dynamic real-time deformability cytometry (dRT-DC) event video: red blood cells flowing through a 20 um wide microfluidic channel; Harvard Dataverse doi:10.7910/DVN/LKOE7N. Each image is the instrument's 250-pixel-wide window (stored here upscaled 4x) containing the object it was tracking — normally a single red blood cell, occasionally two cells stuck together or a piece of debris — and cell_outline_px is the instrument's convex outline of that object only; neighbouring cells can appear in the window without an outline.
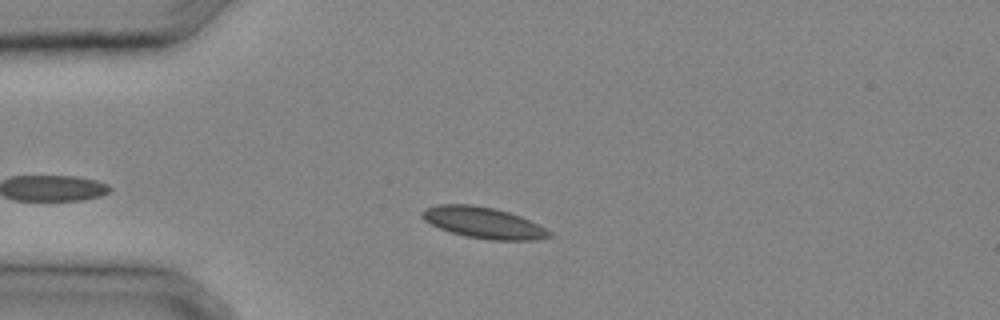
{"species": "common noctule bat (a hibernating species)", "species_latin": "Nyctalus noctula", "temperature_condition": "cold", "stored_images_in_passage": 28, "camera_frame_rate_fps": 3000, "um_per_image_px": 0.085, "animal": {"sex": "male", "body_mass_g": 20.4}, "frame": {"image": 1, "passage_image": 5, "time_ms": 1.333, "image_size_px": [1000, 320], "cell_outline_px": [[552, 236], [536, 240], [492, 240], [464, 236], [440, 228], [424, 220], [420, 216], [420, 212], [424, 208], [436, 204], [472, 204], [496, 208], [520, 216], [552, 232]], "centroid_in_image_um": [41.05, 18.92], "position_along_channel_um": 44.0, "area_um2": 23.12}}
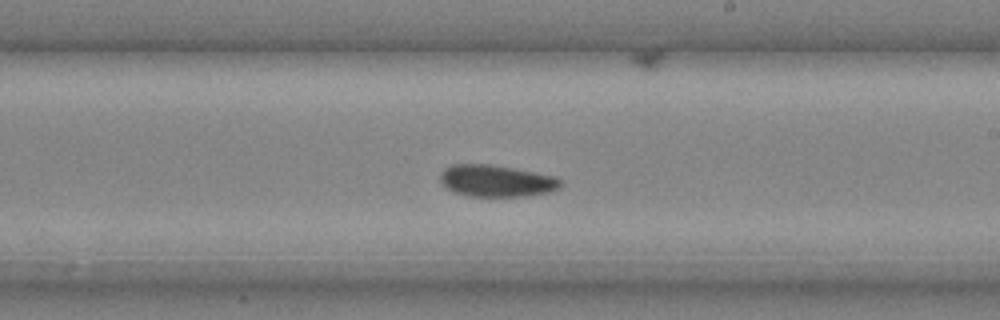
{"frame": {"image": 2, "passage_image": 16, "time_ms": 5.0, "image_size_px": [1000, 320], "cell_outline_px": [[560, 188], [548, 192], [524, 196], [468, 196], [456, 192], [448, 188], [440, 180], [440, 172], [444, 168], [452, 164], [492, 164], [552, 176], [560, 180]], "centroid_in_image_um": [42.14, 15.37], "position_along_channel_um": 246.9, "area_um2": 21.96}}
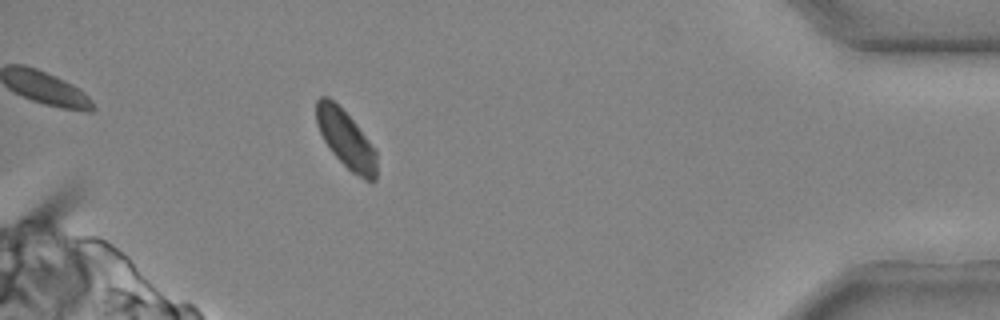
{"frame": {"image": 3, "passage_image": 26, "time_ms": 8.333, "image_size_px": [1000, 320], "cell_outline_px": [[376, 180], [372, 184], [364, 180], [352, 172], [332, 152], [324, 140], [316, 124], [316, 100], [320, 96], [328, 96], [356, 124], [376, 148]], "centroid_in_image_um": [29.42, 11.86], "position_along_channel_um": 405.8, "area_um2": 20.23}}